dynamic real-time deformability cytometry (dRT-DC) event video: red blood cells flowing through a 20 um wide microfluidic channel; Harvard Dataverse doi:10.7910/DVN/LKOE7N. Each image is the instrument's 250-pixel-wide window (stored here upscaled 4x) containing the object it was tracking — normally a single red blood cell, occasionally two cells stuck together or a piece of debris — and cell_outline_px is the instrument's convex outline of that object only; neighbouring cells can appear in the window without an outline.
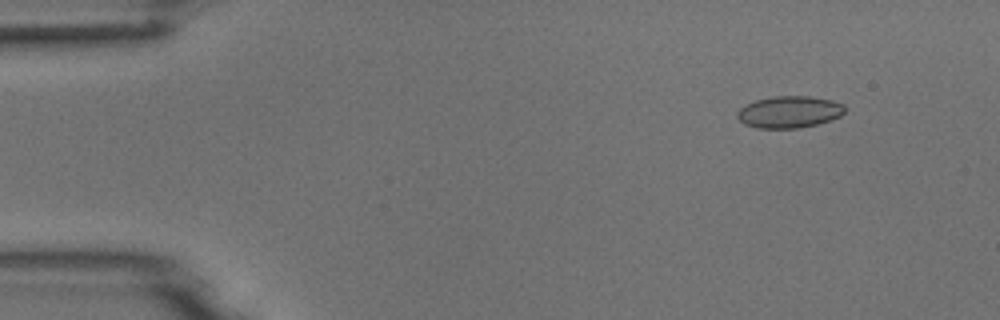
{"species": "common noctule bat (a hibernating species)", "species_latin": "Nyctalus noctula", "temperature_condition": "room temperature", "stored_images_in_passage": 4, "camera_frame_rate_fps": 3000, "um_per_image_px": 0.085, "animal": {"sex": "male", "body_mass_g": 18.8}, "frame": {"image": 1, "passage_image": 2, "time_ms": 1.333, "image_size_px": [1000, 320], "cell_outline_px": [[844, 112], [840, 116], [816, 124], [796, 128], [756, 128], [744, 124], [736, 116], [736, 112], [744, 104], [756, 100], [772, 96], [812, 96], [832, 100], [844, 104]], "centroid_in_image_um": [67.05, 9.5], "position_along_channel_um": 18.0, "area_um2": 20.0}}
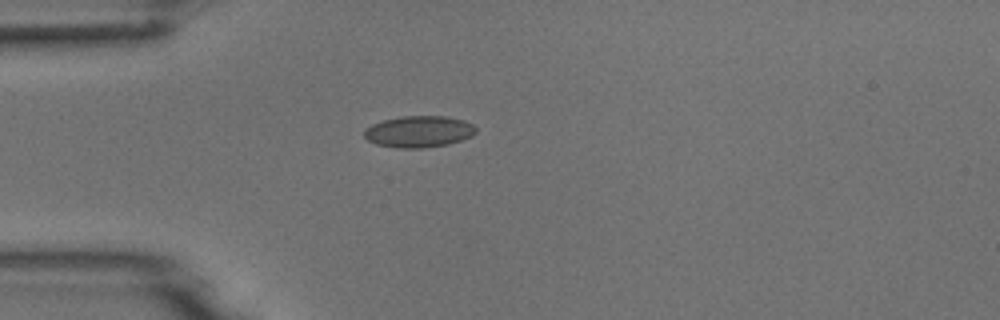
{"frame": {"image": 2, "passage_image": 4, "time_ms": 4.333, "image_size_px": [1000, 320], "cell_outline_px": [[476, 132], [472, 136], [448, 144], [420, 148], [396, 148], [376, 144], [368, 140], [364, 136], [364, 128], [372, 124], [384, 120], [400, 116], [448, 116], [464, 120], [472, 124], [476, 128]], "centroid_in_image_um": [35.59, 11.18], "position_along_channel_um": 49.4, "area_um2": 20.58}}